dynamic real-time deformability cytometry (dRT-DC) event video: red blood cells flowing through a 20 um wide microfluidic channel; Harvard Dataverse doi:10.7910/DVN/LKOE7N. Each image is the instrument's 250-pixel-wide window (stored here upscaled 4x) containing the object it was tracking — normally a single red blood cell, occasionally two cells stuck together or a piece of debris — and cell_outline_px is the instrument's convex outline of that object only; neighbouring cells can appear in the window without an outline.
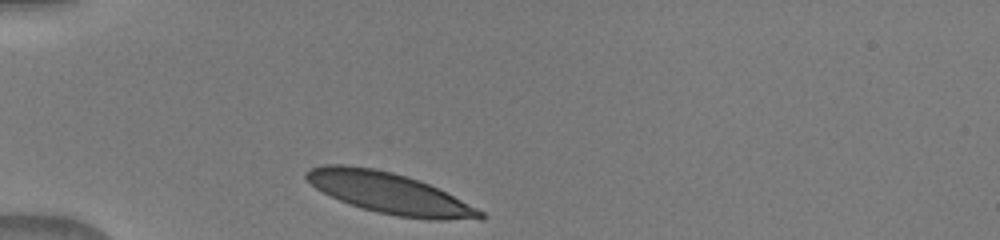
{"species": "human", "species_latin": "Homo sapiens", "temperature_condition": "warm", "stored_images_in_passage": 30, "camera_frame_rate_fps": 3000, "um_per_image_px": 0.085, "donor": {"sex": "male"}, "frame": {"image": 1, "passage_image": 1, "time_ms": 0.0, "image_size_px": [1000, 240], "cell_outline_px": [[488, 216], [484, 220], [432, 220], [396, 216], [376, 212], [340, 200], [316, 188], [304, 176], [304, 172], [308, 168], [324, 164], [344, 164], [372, 168], [392, 172], [408, 176], [420, 180], [484, 212]], "centroid_in_image_um": [33.11, 16.42], "position_along_channel_um": 51.9, "area_um2": 41.27}}
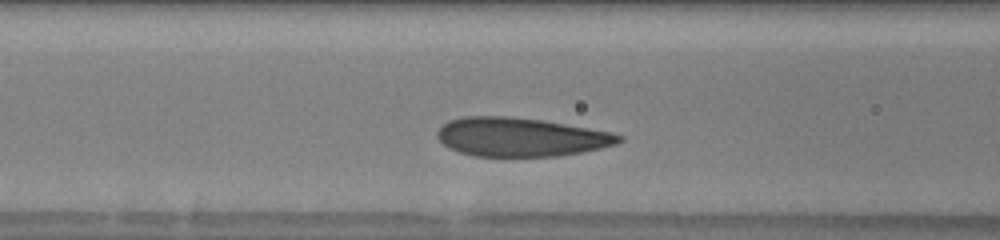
{"frame": {"image": 2, "passage_image": 8, "time_ms": 2.333, "image_size_px": [1000, 240], "cell_outline_px": [[624, 140], [616, 144], [600, 148], [580, 152], [556, 156], [472, 156], [460, 152], [444, 144], [436, 136], [436, 132], [448, 120], [464, 116], [508, 116], [540, 120], [612, 132], [624, 136]], "centroid_in_image_um": [44.25, 11.64], "position_along_channel_um": 122.3, "area_um2": 40.81}}
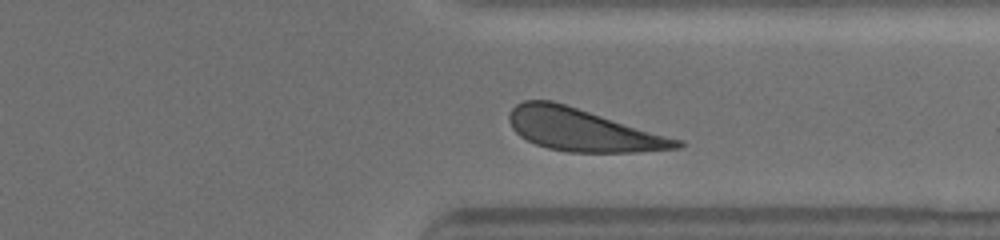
{"frame": {"image": 3, "passage_image": 26, "time_ms": 8.333, "image_size_px": [1000, 240], "cell_outline_px": [[684, 144], [680, 148], [632, 152], [568, 152], [548, 148], [536, 144], [520, 136], [512, 128], [508, 120], [508, 116], [512, 108], [516, 104], [524, 100], [552, 100], [684, 140]], "centroid_in_image_um": [49.53, 11.04], "position_along_channel_um": 361.9, "area_um2": 41.38}}